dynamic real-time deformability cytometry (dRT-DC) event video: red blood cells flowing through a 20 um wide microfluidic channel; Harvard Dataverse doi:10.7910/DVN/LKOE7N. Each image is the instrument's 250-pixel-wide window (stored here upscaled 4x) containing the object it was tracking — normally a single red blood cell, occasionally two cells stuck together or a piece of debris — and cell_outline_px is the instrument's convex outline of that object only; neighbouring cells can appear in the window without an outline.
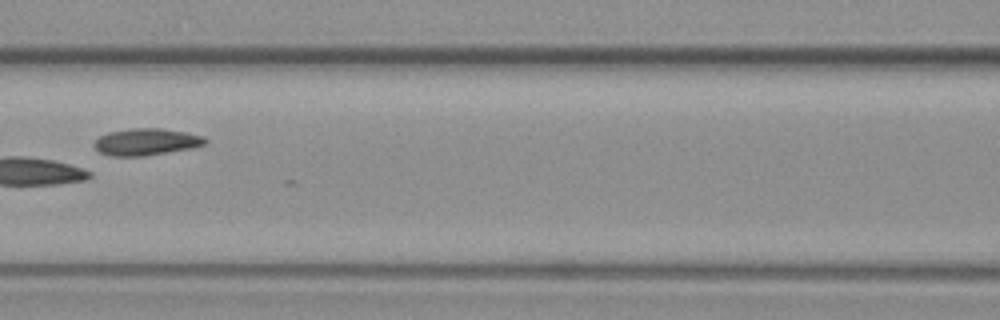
{"species": "common noctule bat (a hibernating species)", "species_latin": "Nyctalus noctula", "temperature_condition": "warm", "stored_images_in_passage": 10, "camera_frame_rate_fps": 3000, "um_per_image_px": 0.085, "animal": {"sex": "female", "body_mass_g": 19.3, "forearm_length_mm": 54.1}, "frame": {"image": 1, "passage_image": 7, "time_ms": 8.0, "image_size_px": [1000, 320], "cell_outline_px": [[208, 144], [192, 148], [144, 156], [108, 156], [100, 152], [92, 144], [100, 136], [108, 132], [132, 128], [160, 128], [184, 132], [204, 136], [208, 140]], "centroid_in_image_um": [12.45, 12.06], "position_along_channel_um": 154.2, "area_um2": 17.46}}
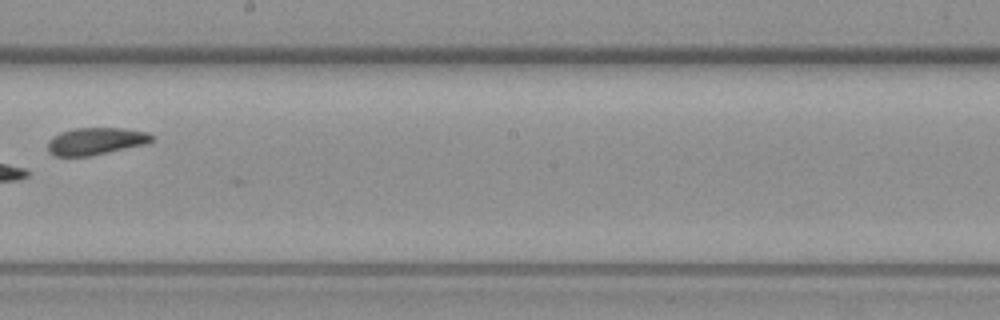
{"frame": {"image": 2, "passage_image": 9, "time_ms": 10.333, "image_size_px": [1000, 320], "cell_outline_px": [[156, 136], [148, 144], [92, 156], [52, 156], [48, 152], [48, 140], [52, 136], [60, 132], [76, 128], [124, 128], [148, 132]], "centroid_in_image_um": [8.16, 12.0], "position_along_channel_um": 240.0, "area_um2": 16.88}}